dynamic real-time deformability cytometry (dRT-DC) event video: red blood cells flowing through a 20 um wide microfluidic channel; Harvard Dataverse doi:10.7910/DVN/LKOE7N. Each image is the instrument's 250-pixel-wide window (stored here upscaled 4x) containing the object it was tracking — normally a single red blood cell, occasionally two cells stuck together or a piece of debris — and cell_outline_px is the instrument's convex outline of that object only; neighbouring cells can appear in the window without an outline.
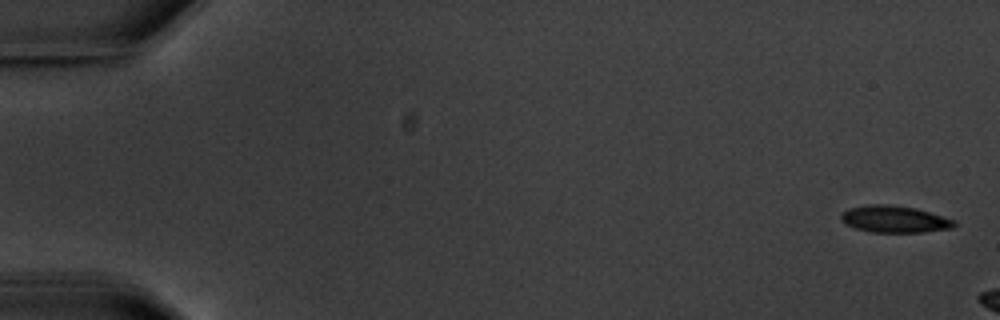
{"species": "common noctule bat (a hibernating species)", "species_latin": "Nyctalus noctula", "temperature_condition": "warm", "stored_images_in_passage": 2, "camera_frame_rate_fps": 3000, "um_per_image_px": 0.085, "animal": {"sex": "male", "body_mass_g": 20.1, "forearm_length_mm": 53.5}, "frame": {"image": 1, "passage_image": 1, "time_ms": 0.0, "image_size_px": [1000, 320], "cell_outline_px": [[960, 224], [952, 228], [924, 232], [872, 232], [856, 228], [844, 224], [840, 220], [840, 216], [848, 208], [868, 204], [888, 204], [916, 208], [956, 220]], "centroid_in_image_um": [76.05, 18.63], "position_along_channel_um": 8.9, "area_um2": 17.92}}